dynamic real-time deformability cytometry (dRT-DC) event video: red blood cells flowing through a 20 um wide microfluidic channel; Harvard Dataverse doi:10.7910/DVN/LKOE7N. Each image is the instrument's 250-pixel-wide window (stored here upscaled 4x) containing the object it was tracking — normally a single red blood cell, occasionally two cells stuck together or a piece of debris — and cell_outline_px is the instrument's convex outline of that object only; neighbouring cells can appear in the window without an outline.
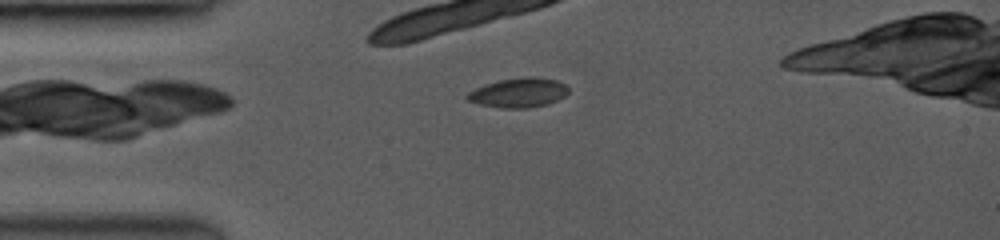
{"species": "common noctule bat (a hibernating species)", "species_latin": "Nyctalus noctula", "temperature_condition": "room temperature", "stored_images_in_passage": 8, "camera_frame_rate_fps": 3500, "um_per_image_px": 0.085, "animal": {"sex": "female", "body_mass_g": 19.0, "forearm_length_mm": 53.3}, "frame": {"image": 1, "passage_image": 1, "time_ms": 0.0, "image_size_px": [1000, 240], "cell_outline_px": [[568, 92], [564, 96], [548, 104], [528, 108], [500, 108], [480, 104], [468, 100], [464, 96], [468, 92], [476, 88], [500, 80], [556, 80], [564, 84], [568, 88]], "centroid_in_image_um": [44.03, 7.95], "position_along_channel_um": 41.0, "area_um2": 16.36}}